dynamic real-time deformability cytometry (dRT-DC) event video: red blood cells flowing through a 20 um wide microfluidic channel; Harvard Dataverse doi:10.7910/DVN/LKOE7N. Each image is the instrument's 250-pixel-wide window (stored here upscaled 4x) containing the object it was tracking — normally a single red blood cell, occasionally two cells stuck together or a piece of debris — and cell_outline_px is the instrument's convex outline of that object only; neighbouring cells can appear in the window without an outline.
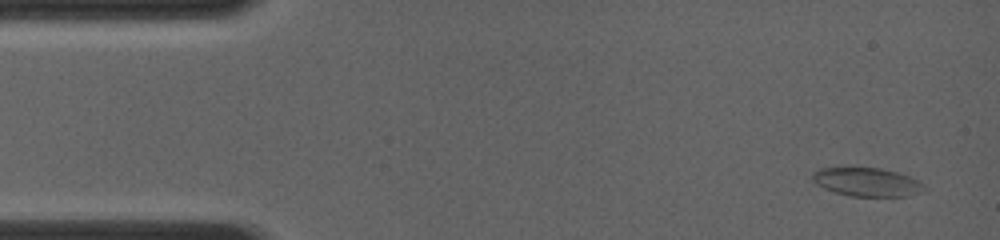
{"species": "common noctule bat (a hibernating species)", "species_latin": "Nyctalus noctula", "temperature_condition": "room temperature", "stored_images_in_passage": 34, "camera_frame_rate_fps": 4000, "um_per_image_px": 0.085, "animal": {"sex": "female", "body_mass_g": 19.0, "forearm_length_mm": 56.7}, "frame": {"image": 1, "passage_image": 1, "time_ms": 0.0, "image_size_px": [1000, 240], "cell_outline_px": [[928, 192], [904, 196], [848, 196], [824, 188], [816, 184], [812, 180], [812, 172], [820, 168], [880, 168], [896, 172], [908, 176], [924, 184], [928, 188]], "centroid_in_image_um": [73.73, 15.48], "position_along_channel_um": 11.3, "area_um2": 18.67}}
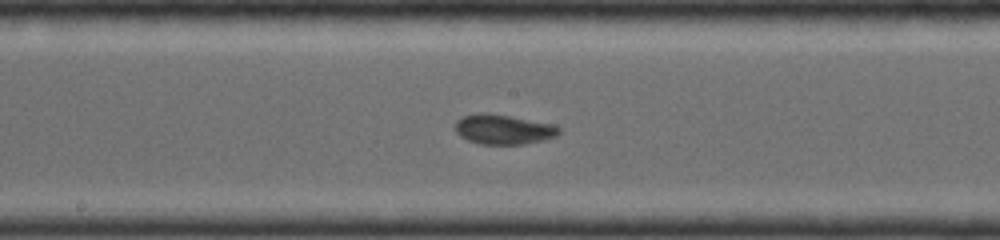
{"frame": {"image": 2, "passage_image": 21, "time_ms": 6.75, "image_size_px": [1000, 240], "cell_outline_px": [[560, 132], [556, 136], [544, 140], [524, 144], [480, 144], [468, 140], [460, 136], [456, 132], [456, 120], [464, 116], [480, 112], [488, 112], [556, 124], [560, 128]], "centroid_in_image_um": [42.81, 10.99], "position_along_channel_um": 205.4, "area_um2": 18.21}}
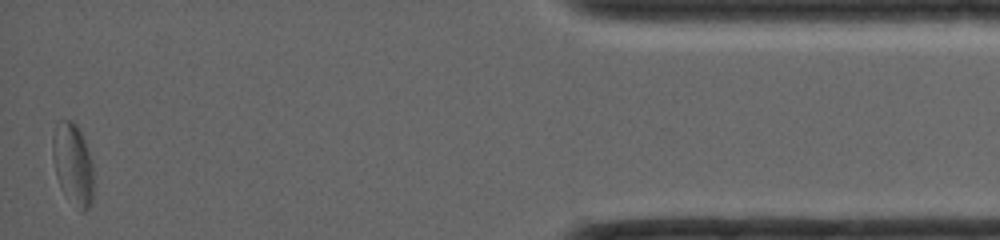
{"frame": {"image": 3, "passage_image": 34, "time_ms": 13.25, "image_size_px": [1000, 240], "cell_outline_px": [[92, 204], [84, 212], [80, 212], [60, 188], [56, 176], [52, 156], [52, 136], [56, 124], [60, 120], [72, 120], [80, 128], [92, 164]], "centroid_in_image_um": [6.17, 13.94], "position_along_channel_um": 429.0, "area_um2": 19.59}}